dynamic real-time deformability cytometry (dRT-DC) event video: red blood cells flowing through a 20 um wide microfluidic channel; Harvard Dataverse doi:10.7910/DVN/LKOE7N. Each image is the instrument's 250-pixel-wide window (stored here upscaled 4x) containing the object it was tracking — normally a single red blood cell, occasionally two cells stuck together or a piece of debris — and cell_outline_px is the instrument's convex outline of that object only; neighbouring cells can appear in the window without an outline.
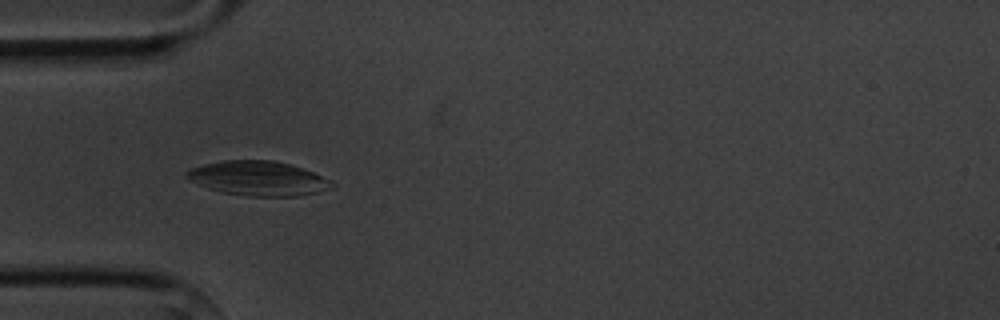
{"species": "common noctule bat (a hibernating species)", "species_latin": "Nyctalus noctula", "temperature_condition": "cold", "stored_images_in_passage": 6, "camera_frame_rate_fps": 3000, "um_per_image_px": 0.085, "animal": {"sex": "male", "body_mass_g": 20.1, "forearm_length_mm": 53.5}, "frame": {"image": 1, "passage_image": 5, "time_ms": 5.0, "image_size_px": [1000, 320], "cell_outline_px": [[336, 184], [332, 188], [300, 196], [248, 196], [220, 192], [208, 188], [188, 180], [184, 176], [184, 172], [192, 168], [204, 164], [224, 160], [272, 160], [288, 164], [312, 172], [332, 180]], "centroid_in_image_um": [21.92, 15.17], "position_along_channel_um": 63.1, "area_um2": 29.19}}
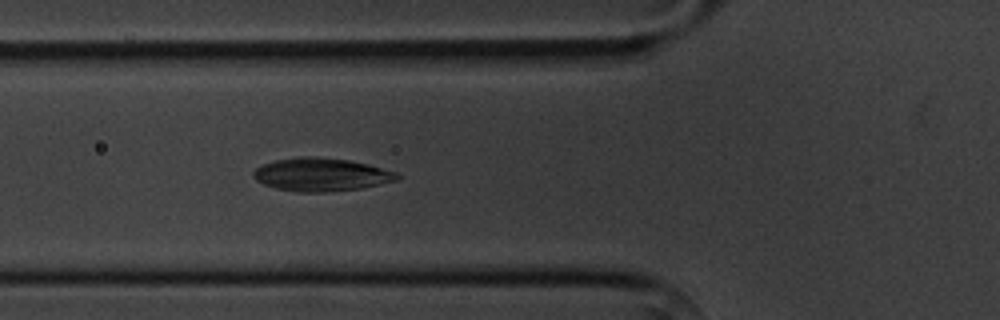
{"frame": {"image": 2, "passage_image": 6, "time_ms": 6.0, "image_size_px": [1000, 320], "cell_outline_px": [[400, 180], [360, 188], [324, 192], [296, 192], [276, 188], [264, 184], [256, 180], [252, 176], [252, 172], [256, 168], [264, 164], [276, 160], [296, 156], [316, 156], [348, 160], [368, 164], [396, 172], [400, 176]], "centroid_in_image_um": [27.29, 14.83], "position_along_channel_um": 98.5, "area_um2": 27.8}}